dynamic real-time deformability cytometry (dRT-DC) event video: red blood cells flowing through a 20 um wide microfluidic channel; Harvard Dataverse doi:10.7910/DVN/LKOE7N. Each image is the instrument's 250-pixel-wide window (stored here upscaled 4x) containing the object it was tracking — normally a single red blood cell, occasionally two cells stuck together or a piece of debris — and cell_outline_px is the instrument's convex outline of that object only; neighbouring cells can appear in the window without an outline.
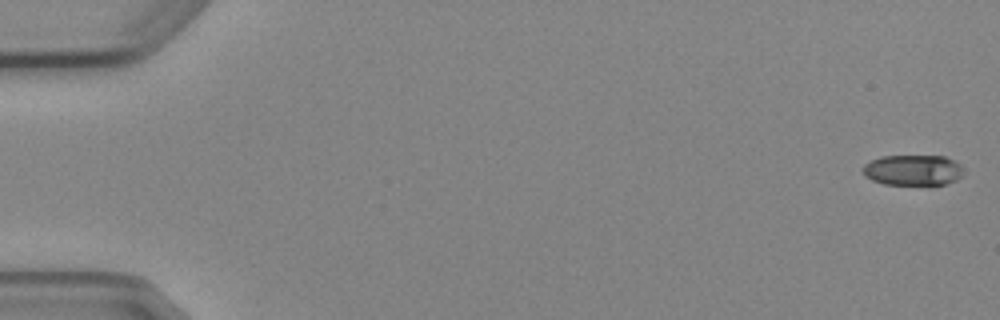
{"species": "Egyptian fruit bat (a non-hibernating species)", "species_latin": "Rousettus aegyptiacus", "temperature_condition": "cold", "stored_images_in_passage": 6, "camera_frame_rate_fps": 3000, "um_per_image_px": 0.085, "animal": {"sex": "female"}, "frame": {"image": 1, "passage_image": 1, "time_ms": 0.0, "image_size_px": [1000, 320], "cell_outline_px": [[964, 172], [956, 180], [944, 184], [884, 184], [872, 180], [864, 176], [860, 168], [864, 164], [880, 156], [944, 156], [960, 164], [964, 168]], "centroid_in_image_um": [77.57, 14.45], "position_along_channel_um": 7.4, "area_um2": 18.03}}
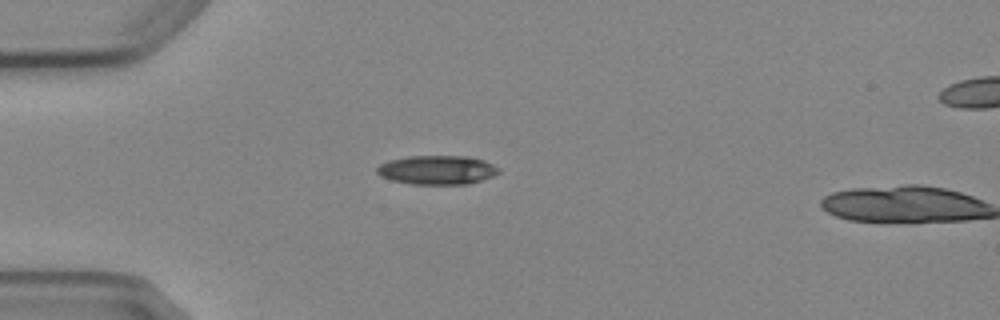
{"frame": {"image": 2, "passage_image": 5, "time_ms": 4.667, "image_size_px": [1000, 320], "cell_outline_px": [[500, 172], [492, 176], [468, 184], [412, 184], [392, 180], [380, 176], [376, 172], [376, 168], [380, 164], [388, 160], [408, 156], [468, 156], [484, 160], [500, 168]], "centroid_in_image_um": [37.14, 14.44], "position_along_channel_um": 47.9, "area_um2": 20.63}}